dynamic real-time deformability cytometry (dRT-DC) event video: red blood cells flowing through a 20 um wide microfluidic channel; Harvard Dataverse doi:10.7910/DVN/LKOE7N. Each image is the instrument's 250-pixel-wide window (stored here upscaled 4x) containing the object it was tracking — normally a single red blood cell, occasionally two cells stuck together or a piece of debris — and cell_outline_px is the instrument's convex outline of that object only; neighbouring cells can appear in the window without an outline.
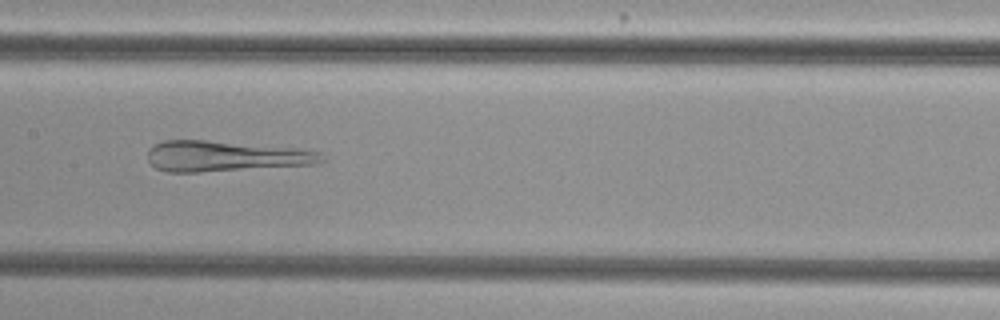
{"species": "common noctule bat (a hibernating species)", "species_latin": "Nyctalus noctula", "temperature_condition": "cold", "stored_images_in_passage": 55, "camera_frame_rate_fps": 3000, "um_per_image_px": 0.085, "animal": {"sex": "female", "body_mass_g": 29.2, "forearm_length_mm": 56.3}, "frame": {"image": 1, "passage_image": 28, "time_ms": 9.0, "image_size_px": [1000, 320], "cell_outline_px": [[328, 160], [320, 164], [200, 172], [168, 172], [156, 168], [148, 160], [148, 148], [164, 140], [204, 140], [300, 148], [320, 152]], "centroid_in_image_um": [19.22, 13.28], "position_along_channel_um": 188.2, "area_um2": 31.33}}
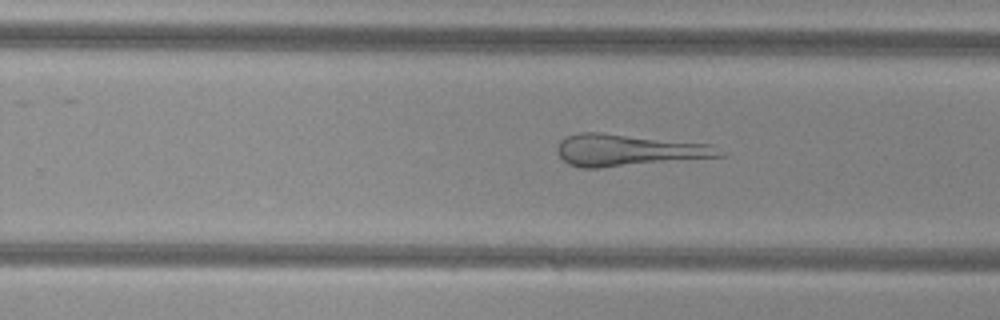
{"frame": {"image": 2, "passage_image": 35, "time_ms": 11.333, "image_size_px": [1000, 320], "cell_outline_px": [[728, 156], [600, 168], [580, 168], [568, 164], [560, 156], [556, 148], [560, 140], [564, 136], [576, 132], [600, 132], [712, 144]], "centroid_in_image_um": [53.4, 12.76], "position_along_channel_um": 276.4, "area_um2": 30.46}}
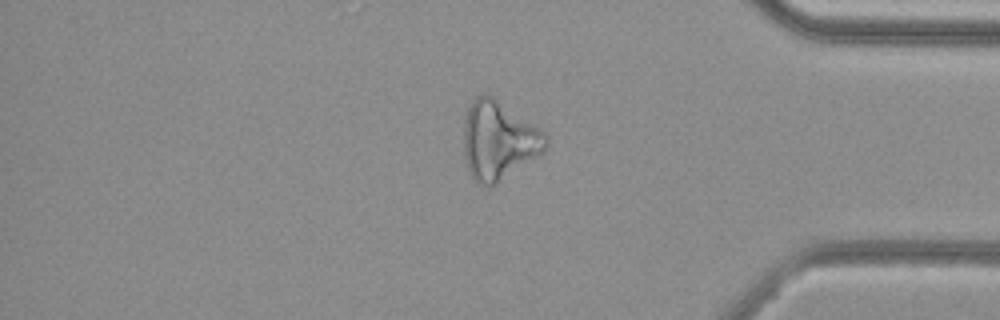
{"frame": {"image": 3, "passage_image": 46, "time_ms": 15.0, "image_size_px": [1000, 320], "cell_outline_px": [[548, 144], [544, 152], [540, 156], [496, 184], [488, 188], [480, 184], [472, 176], [468, 168], [464, 156], [464, 132], [468, 108], [472, 100], [476, 96], [484, 92], [488, 92], [540, 128], [548, 136]], "centroid_in_image_um": [42.42, 11.93], "position_along_channel_um": 392.8, "area_um2": 37.97}}